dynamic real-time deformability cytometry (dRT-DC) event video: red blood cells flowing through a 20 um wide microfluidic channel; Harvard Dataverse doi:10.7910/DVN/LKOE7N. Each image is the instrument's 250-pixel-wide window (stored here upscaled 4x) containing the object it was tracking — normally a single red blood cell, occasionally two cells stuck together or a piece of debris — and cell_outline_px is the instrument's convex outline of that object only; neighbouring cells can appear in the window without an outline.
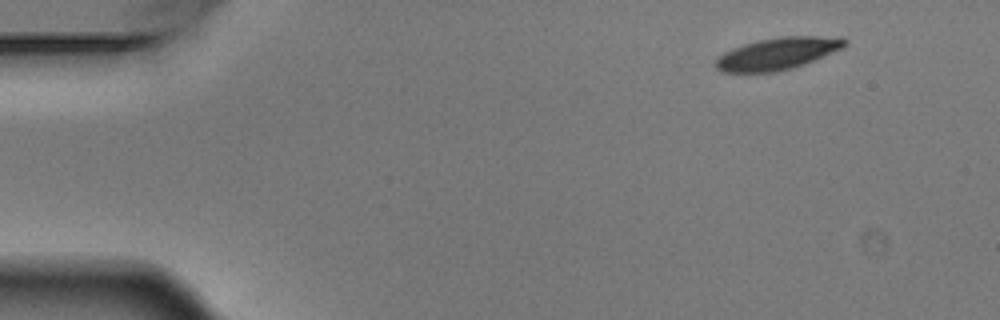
{"species": "Egyptian fruit bat (a non-hibernating species)", "species_latin": "Rousettus aegyptiacus", "temperature_condition": "warm", "stored_images_in_passage": 2, "camera_frame_rate_fps": 3000, "um_per_image_px": 0.085, "animal": {"sex": "male"}, "frame": {"image": 1, "passage_image": 1, "time_ms": 0.0, "image_size_px": [1000, 320], "cell_outline_px": [[848, 44], [840, 48], [804, 64], [792, 68], [776, 72], [720, 72], [716, 68], [716, 60], [724, 52], [732, 48], [756, 40], [780, 36], [844, 36], [848, 40]], "centroid_in_image_um": [66.1, 4.54], "position_along_channel_um": 18.9, "area_um2": 24.1}}